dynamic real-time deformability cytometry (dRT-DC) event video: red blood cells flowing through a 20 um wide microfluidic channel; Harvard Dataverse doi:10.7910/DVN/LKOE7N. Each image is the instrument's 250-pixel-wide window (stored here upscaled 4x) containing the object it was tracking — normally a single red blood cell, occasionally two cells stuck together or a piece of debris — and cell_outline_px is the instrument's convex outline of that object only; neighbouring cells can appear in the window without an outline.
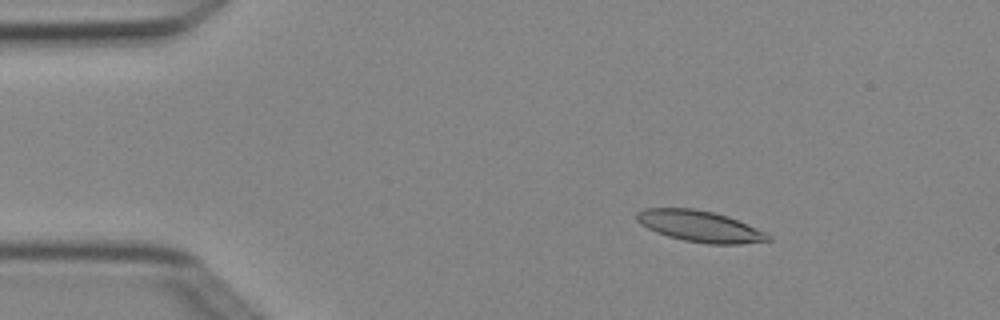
{"species": "Egyptian fruit bat (a non-hibernating species)", "species_latin": "Rousettus aegyptiacus", "temperature_condition": "cold", "stored_images_in_passage": 4, "camera_frame_rate_fps": 3000, "um_per_image_px": 0.085, "animal": {"sex": "female"}, "frame": {"image": 1, "passage_image": 3, "time_ms": 0.667, "image_size_px": [1000, 320], "cell_outline_px": [[772, 240], [740, 244], [708, 244], [684, 240], [668, 236], [656, 232], [640, 224], [636, 220], [636, 212], [644, 208], [696, 208], [728, 216], [756, 228], [772, 236]], "centroid_in_image_um": [59.47, 19.23], "position_along_channel_um": 25.5, "area_um2": 23.87}}
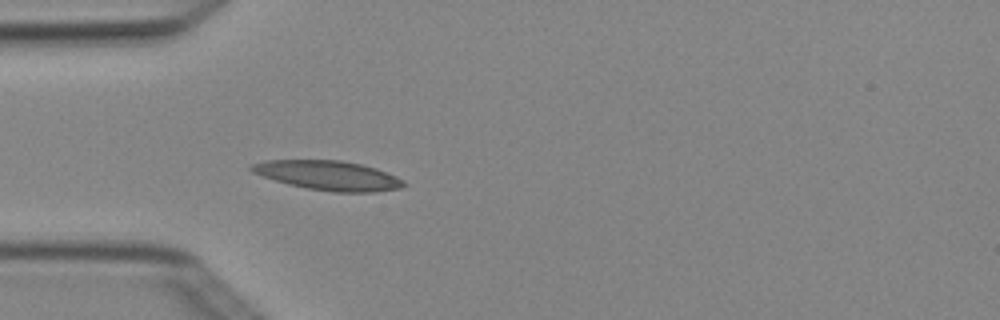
{"frame": {"image": 2, "passage_image": 4, "time_ms": 1.0, "image_size_px": [1000, 320], "cell_outline_px": [[408, 184], [400, 188], [376, 192], [332, 192], [308, 188], [288, 184], [252, 172], [248, 168], [252, 164], [264, 160], [340, 160], [360, 164], [376, 168], [396, 176], [404, 180]], "centroid_in_image_um": [27.93, 14.91], "position_along_channel_um": 57.1, "area_um2": 26.07}}